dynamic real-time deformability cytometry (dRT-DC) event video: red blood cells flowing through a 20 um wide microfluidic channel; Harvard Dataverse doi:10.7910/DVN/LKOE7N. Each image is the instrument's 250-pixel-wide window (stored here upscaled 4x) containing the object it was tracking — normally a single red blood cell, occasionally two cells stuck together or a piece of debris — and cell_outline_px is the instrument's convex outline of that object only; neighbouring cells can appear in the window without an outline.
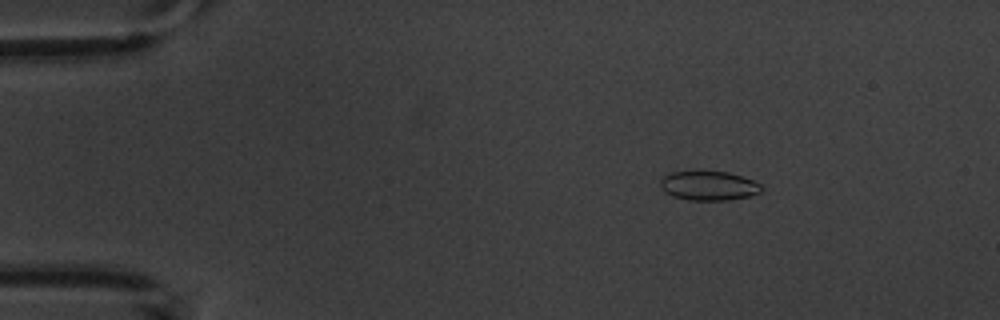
{"species": "common noctule bat (a hibernating species)", "species_latin": "Nyctalus noctula", "temperature_condition": "warm", "stored_images_in_passage": 7, "camera_frame_rate_fps": 3000, "um_per_image_px": 0.085, "animal": {"sex": "male", "body_mass_g": 20.1, "forearm_length_mm": 53.5}, "frame": {"image": 1, "passage_image": 3, "time_ms": 2.667, "image_size_px": [1000, 320], "cell_outline_px": [[764, 188], [760, 192], [748, 196], [728, 200], [688, 200], [672, 196], [664, 192], [660, 184], [660, 180], [664, 176], [672, 172], [728, 172], [752, 180], [760, 184]], "centroid_in_image_um": [60.23, 15.8], "position_along_channel_um": 24.8, "area_um2": 17.05}}